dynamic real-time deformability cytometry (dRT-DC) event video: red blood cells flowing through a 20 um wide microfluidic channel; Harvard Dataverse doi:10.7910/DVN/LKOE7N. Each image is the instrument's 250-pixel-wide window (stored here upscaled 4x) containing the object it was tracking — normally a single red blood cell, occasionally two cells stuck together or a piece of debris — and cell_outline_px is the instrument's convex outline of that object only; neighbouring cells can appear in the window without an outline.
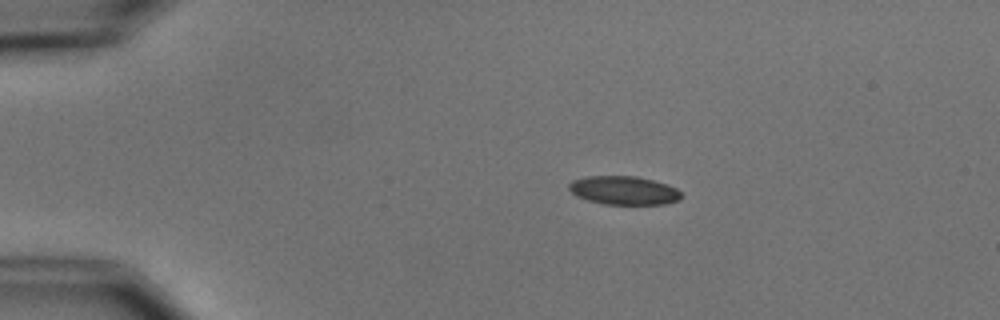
{"species": "common noctule bat (a hibernating species)", "species_latin": "Nyctalus noctula", "temperature_condition": "cold", "stored_images_in_passage": 9, "camera_frame_rate_fps": 3000, "um_per_image_px": 0.085, "animal": {"sex": "male", "body_mass_g": 15.6}, "frame": {"image": 1, "passage_image": 1, "time_ms": 0.0, "image_size_px": [1000, 320], "cell_outline_px": [[680, 200], [664, 204], [604, 204], [588, 200], [576, 196], [568, 188], [568, 184], [572, 180], [588, 176], [636, 176], [668, 184], [676, 188], [680, 192]], "centroid_in_image_um": [53.01, 16.18], "position_along_channel_um": 32.0, "area_um2": 18.67}}
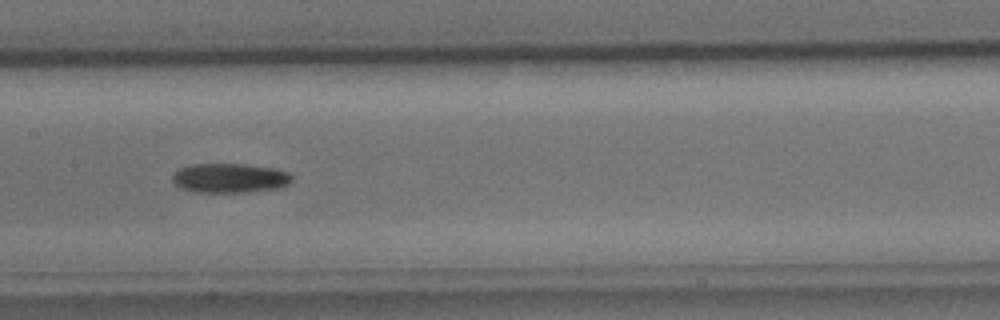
{"frame": {"image": 2, "passage_image": 6, "time_ms": 5.667, "image_size_px": [1000, 320], "cell_outline_px": [[292, 180], [288, 184], [280, 188], [244, 192], [192, 192], [176, 184], [172, 180], [172, 176], [180, 168], [192, 164], [244, 164], [272, 168], [288, 172], [292, 176]], "centroid_in_image_um": [19.54, 15.13], "position_along_channel_um": 187.9, "area_um2": 20.35}}
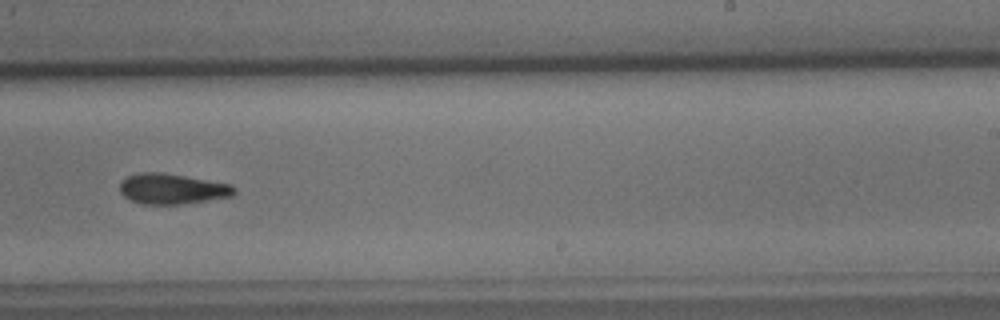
{"frame": {"image": 3, "passage_image": 8, "time_ms": 8.0, "image_size_px": [1000, 320], "cell_outline_px": [[236, 192], [232, 196], [180, 204], [144, 204], [132, 200], [124, 196], [120, 192], [120, 180], [136, 172], [160, 172], [232, 184], [236, 188]], "centroid_in_image_um": [14.62, 16.04], "position_along_channel_um": 274.4, "area_um2": 20.23}}